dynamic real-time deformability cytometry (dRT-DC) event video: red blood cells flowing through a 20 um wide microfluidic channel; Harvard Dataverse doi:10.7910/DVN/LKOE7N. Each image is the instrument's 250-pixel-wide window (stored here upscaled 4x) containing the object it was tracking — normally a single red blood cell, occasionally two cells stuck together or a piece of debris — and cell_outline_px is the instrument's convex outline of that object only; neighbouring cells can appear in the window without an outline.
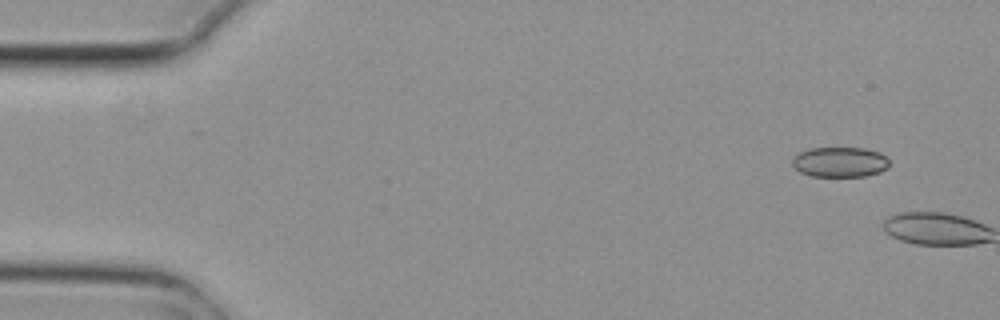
{"species": "common noctule bat (a hibernating species)", "species_latin": "Nyctalus noctula", "temperature_condition": "cold", "stored_images_in_passage": 2, "camera_frame_rate_fps": 3000, "um_per_image_px": 0.085, "animal": {"sex": "female", "body_mass_g": 29.2, "forearm_length_mm": 56.3}, "frame": {"image": 1, "passage_image": 1, "time_ms": 0.0, "image_size_px": [1000, 320], "cell_outline_px": [[888, 168], [880, 172], [864, 176], [812, 176], [800, 172], [792, 164], [792, 160], [800, 152], [808, 148], [864, 148], [880, 152], [888, 160]], "centroid_in_image_um": [71.4, 13.77], "position_along_channel_um": 13.6, "area_um2": 16.94}}